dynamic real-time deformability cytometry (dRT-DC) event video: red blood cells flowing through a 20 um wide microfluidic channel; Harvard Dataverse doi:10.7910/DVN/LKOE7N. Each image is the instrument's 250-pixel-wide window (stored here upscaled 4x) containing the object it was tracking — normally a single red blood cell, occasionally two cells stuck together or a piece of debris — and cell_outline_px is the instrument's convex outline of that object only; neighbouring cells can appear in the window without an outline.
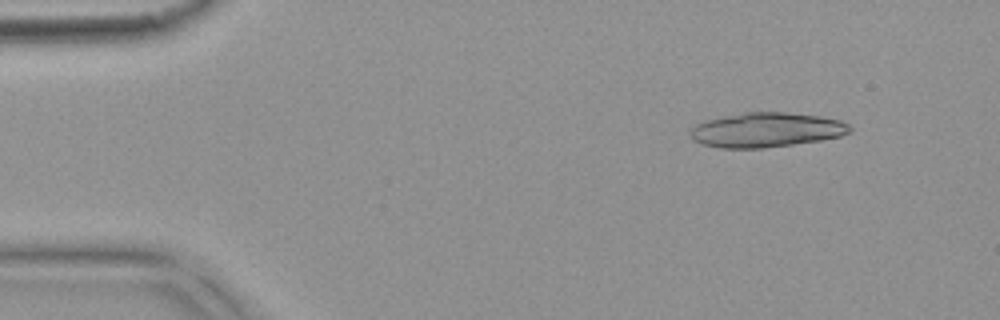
{"species": "common noctule bat (a hibernating species)", "species_latin": "Nyctalus noctula", "temperature_condition": "warm", "stored_images_in_passage": 5, "camera_frame_rate_fps": 3000, "um_per_image_px": 0.085, "animal": {"sex": "female", "body_mass_g": 18.4}, "frame": {"image": 1, "passage_image": 2, "time_ms": 0.333, "image_size_px": [1000, 320], "cell_outline_px": [[852, 132], [840, 136], [820, 140], [764, 148], [720, 148], [700, 144], [692, 140], [688, 132], [696, 124], [704, 120], [744, 112], [784, 112], [820, 116], [840, 120], [848, 124], [852, 128]], "centroid_in_image_um": [65.1, 11.04], "position_along_channel_um": 19.9, "area_um2": 32.37}}